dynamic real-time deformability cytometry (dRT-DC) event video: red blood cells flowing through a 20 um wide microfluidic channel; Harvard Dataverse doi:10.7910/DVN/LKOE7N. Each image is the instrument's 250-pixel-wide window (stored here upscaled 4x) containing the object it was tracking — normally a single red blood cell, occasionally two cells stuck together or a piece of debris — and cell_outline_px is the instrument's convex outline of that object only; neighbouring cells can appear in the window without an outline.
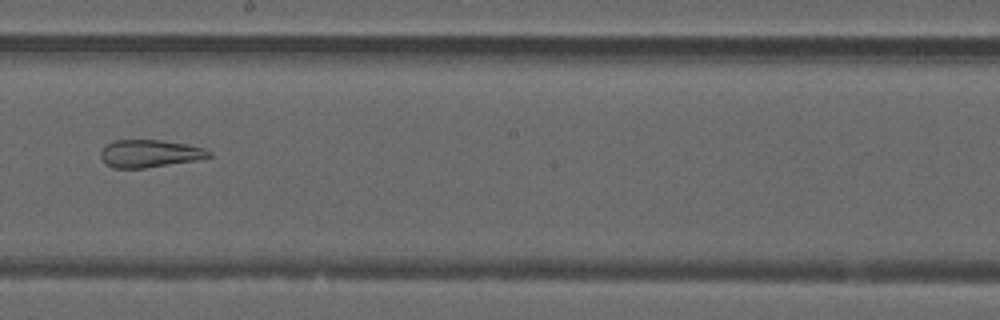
{"species": "common noctule bat (a hibernating species)", "species_latin": "Nyctalus noctula", "temperature_condition": "warm", "stored_images_in_passage": 51, "segment_of_instrument_passage": [2, 2], "camera_frame_rate_fps": 3000, "um_per_image_px": 0.085, "animal": {"sex": "male", "forearm_length_mm": 52.5}, "frame": {"image": 1, "passage_image": 29, "time_ms": 9.333, "image_size_px": [1000, 320], "cell_outline_px": [[212, 156], [196, 160], [144, 168], [112, 168], [104, 164], [100, 156], [100, 152], [112, 140], [160, 140], [188, 144], [204, 148], [212, 152]], "centroid_in_image_um": [12.71, 13.05], "position_along_channel_um": 235.5, "area_um2": 17.46}}
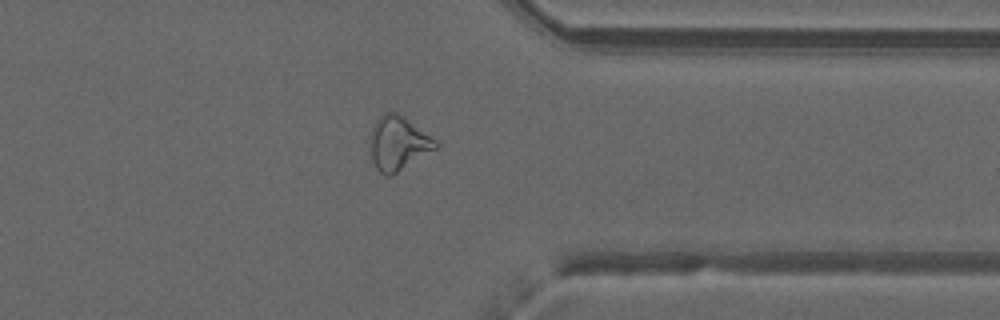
{"frame": {"image": 2, "passage_image": 40, "time_ms": 13.0, "image_size_px": [1000, 320], "cell_outline_px": [[440, 144], [436, 148], [392, 176], [384, 176], [376, 168], [372, 160], [372, 128], [376, 120], [384, 112], [396, 112], [404, 116], [436, 140]], "centroid_in_image_um": [33.86, 12.18], "position_along_channel_um": 377.5, "area_um2": 20.29}}
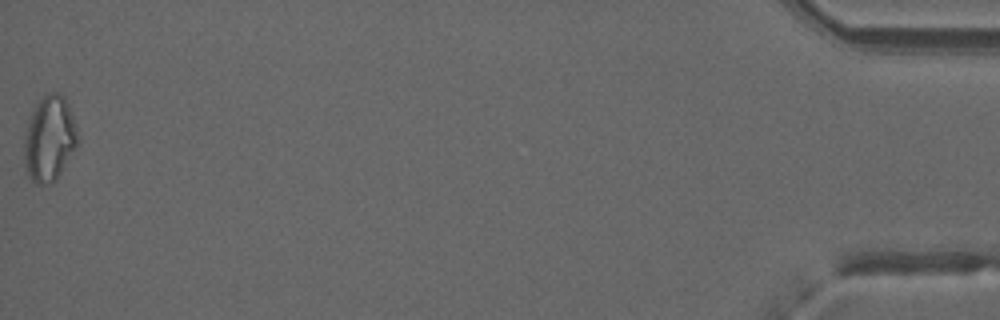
{"frame": {"image": 3, "passage_image": 51, "time_ms": 16.667, "image_size_px": [1000, 320], "cell_outline_px": [[80, 140], [56, 180], [52, 184], [36, 184], [28, 176], [24, 164], [24, 136], [28, 120], [32, 108], [48, 92], [60, 92], [64, 96], [68, 104], [76, 124]], "centroid_in_image_um": [4.2, 11.78], "position_along_channel_um": 431.0, "area_um2": 27.05}}